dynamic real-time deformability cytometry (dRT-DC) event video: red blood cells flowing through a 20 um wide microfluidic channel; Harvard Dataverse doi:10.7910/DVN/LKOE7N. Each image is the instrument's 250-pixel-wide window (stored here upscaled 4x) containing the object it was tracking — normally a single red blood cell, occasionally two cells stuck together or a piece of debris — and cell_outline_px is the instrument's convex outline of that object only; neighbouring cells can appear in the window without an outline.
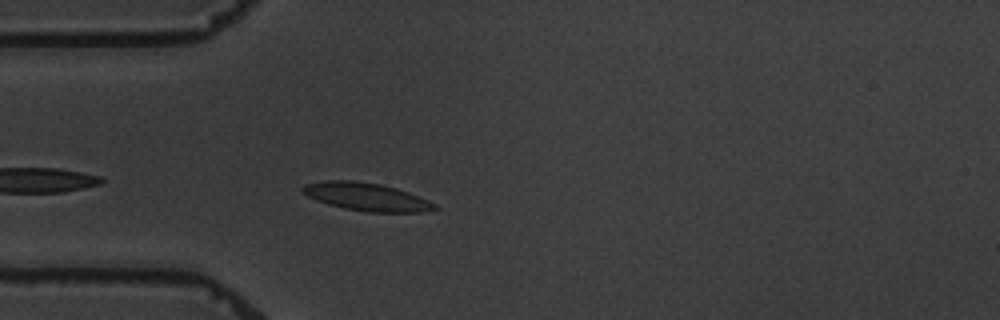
{"species": "common noctule bat (a hibernating species)", "species_latin": "Nyctalus noctula", "temperature_condition": "warm", "stored_images_in_passage": 3, "camera_frame_rate_fps": 3000, "um_per_image_px": 0.085, "animal": {"sex": "male", "body_mass_g": 19.5, "forearm_length_mm": 54.6}, "frame": {"image": 1, "passage_image": 3, "time_ms": 3.333, "image_size_px": [1000, 320], "cell_outline_px": [[440, 208], [424, 212], [368, 212], [344, 208], [328, 204], [316, 200], [300, 192], [300, 188], [304, 184], [328, 180], [352, 180], [380, 184], [396, 188], [408, 192], [428, 200], [436, 204]], "centroid_in_image_um": [31.14, 16.73], "position_along_channel_um": 53.9, "area_um2": 21.56}}